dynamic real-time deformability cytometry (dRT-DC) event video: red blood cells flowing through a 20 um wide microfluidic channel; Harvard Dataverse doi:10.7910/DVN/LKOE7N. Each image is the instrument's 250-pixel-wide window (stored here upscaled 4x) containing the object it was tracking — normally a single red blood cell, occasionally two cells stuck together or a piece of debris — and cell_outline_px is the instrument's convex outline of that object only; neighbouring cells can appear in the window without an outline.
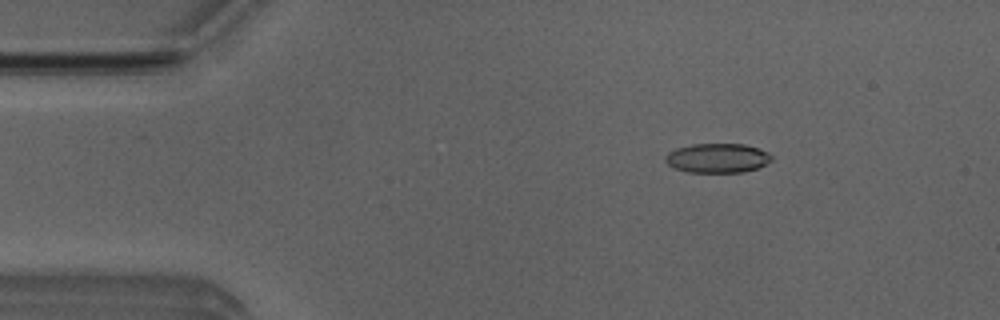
{"species": "Egyptian fruit bat (a non-hibernating species)", "species_latin": "Rousettus aegyptiacus", "temperature_condition": "room temperature", "stored_images_in_passage": 46, "camera_frame_rate_fps": 3000, "um_per_image_px": 0.085, "animal": {"sex": "male"}, "frame": {"image": 1, "passage_image": 2, "time_ms": 0.333, "image_size_px": [1000, 320], "cell_outline_px": [[772, 160], [756, 168], [740, 172], [688, 172], [676, 168], [668, 164], [664, 160], [664, 156], [668, 152], [676, 148], [692, 144], [744, 144], [760, 148], [768, 152], [772, 156]], "centroid_in_image_um": [60.97, 13.42], "position_along_channel_um": 24.0, "area_um2": 18.15}}
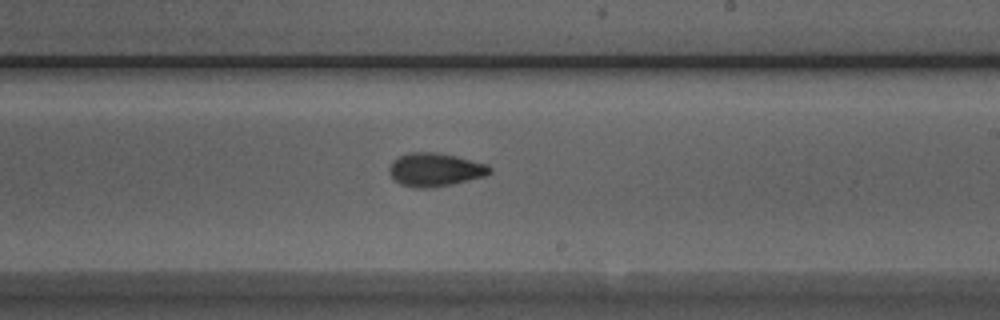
{"frame": {"image": 2, "passage_image": 24, "time_ms": 7.667, "image_size_px": [1000, 320], "cell_outline_px": [[492, 172], [484, 176], [452, 184], [428, 188], [416, 188], [400, 184], [388, 172], [388, 168], [400, 156], [412, 152], [436, 152], [456, 156], [488, 164], [492, 168]], "centroid_in_image_um": [37.01, 14.42], "position_along_channel_um": 252.0, "area_um2": 19.36}}
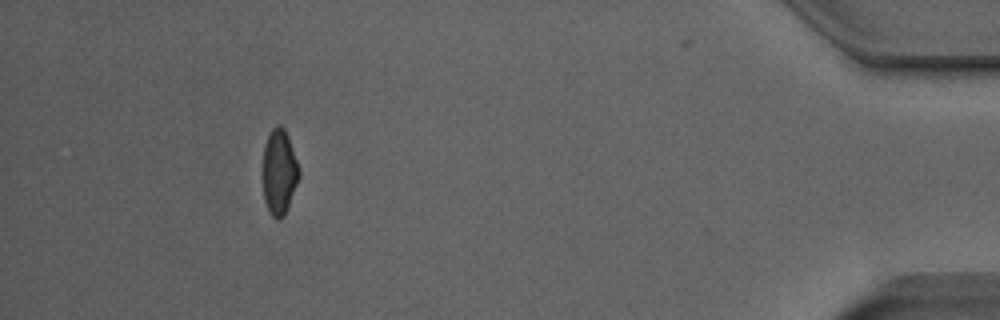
{"frame": {"image": 3, "passage_image": 41, "time_ms": 13.333, "image_size_px": [1000, 320], "cell_outline_px": [[300, 176], [284, 216], [280, 220], [276, 220], [272, 216], [264, 200], [264, 148], [268, 136], [272, 128], [276, 124], [280, 124], [284, 128], [288, 136], [300, 168]], "centroid_in_image_um": [23.76, 14.61], "position_along_channel_um": 411.4, "area_um2": 17.86}, "authors_computed_cell_mechanics": {"area_um2": 18.6405, "velocity_mm_per_s": 3.9994, "shape_relaxation_time_tau1_ms": 6.514, "shape_relaxation_time_tau2_ms": 2.5263, "deformation_change_tau1": 0.1733, "deformation_change_tau2": 0.0726}}